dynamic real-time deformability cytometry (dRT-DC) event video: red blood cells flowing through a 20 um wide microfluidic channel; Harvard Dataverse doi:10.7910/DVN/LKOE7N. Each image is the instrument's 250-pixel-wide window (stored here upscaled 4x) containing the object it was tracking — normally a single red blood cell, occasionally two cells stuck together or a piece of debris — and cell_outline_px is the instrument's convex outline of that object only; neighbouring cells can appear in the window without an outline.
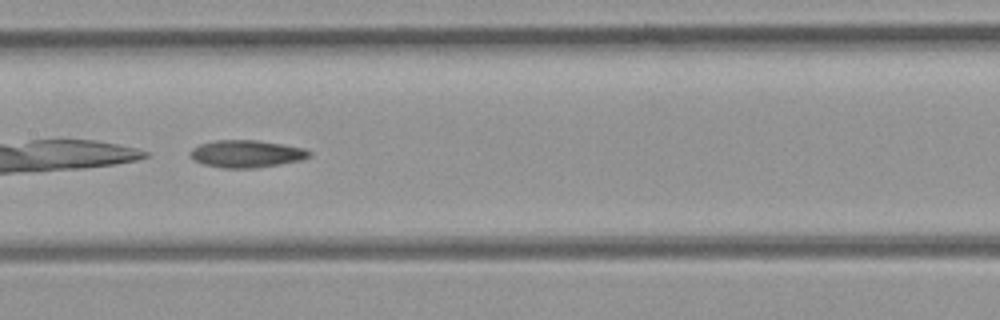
{"species": "common noctule bat (a hibernating species)", "species_latin": "Nyctalus noctula", "temperature_condition": "room temperature", "stored_images_in_passage": 26, "camera_frame_rate_fps": 3000, "um_per_image_px": 0.085, "animal": {"sex": "female", "body_mass_g": 21.9}, "frame": {"image": 1, "passage_image": 8, "time_ms": 2.333, "image_size_px": [1000, 320], "cell_outline_px": [[312, 152], [308, 156], [300, 160], [280, 164], [256, 168], [220, 168], [204, 164], [192, 160], [188, 152], [192, 148], [200, 144], [216, 140], [256, 140], [304, 148]], "centroid_in_image_um": [20.89, 13.08], "position_along_channel_um": 186.5, "area_um2": 18.96}}